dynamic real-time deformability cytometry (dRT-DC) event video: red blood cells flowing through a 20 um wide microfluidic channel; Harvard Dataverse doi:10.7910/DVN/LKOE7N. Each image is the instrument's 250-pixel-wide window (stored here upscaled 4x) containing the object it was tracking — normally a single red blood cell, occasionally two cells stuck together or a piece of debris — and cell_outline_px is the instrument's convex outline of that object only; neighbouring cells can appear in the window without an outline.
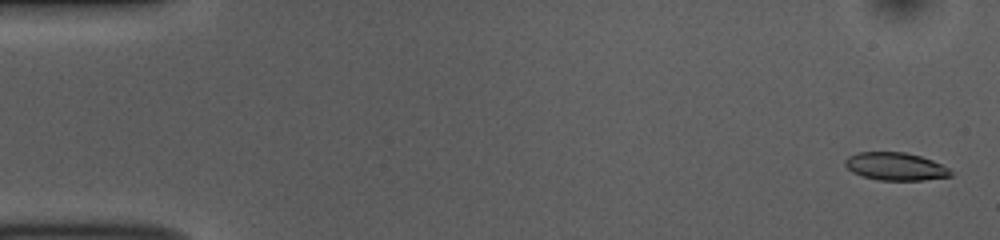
{"species": "common noctule bat (a hibernating species)", "species_latin": "Nyctalus noctula", "temperature_condition": "room temperature", "stored_images_in_passage": 53, "camera_frame_rate_fps": 3000, "um_per_image_px": 0.085, "animal": {"sex": "female", "body_mass_g": 10.0, "forearm_length_mm": 53.1}, "frame": {"image": 1, "passage_image": 2, "time_ms": 0.333, "image_size_px": [1000, 240], "cell_outline_px": [[952, 176], [924, 180], [880, 180], [864, 176], [852, 172], [844, 164], [844, 160], [848, 156], [860, 152], [904, 152], [920, 156], [932, 160], [948, 168], [952, 172]], "centroid_in_image_um": [76.11, 14.14], "position_along_channel_um": 8.9, "area_um2": 16.99}}
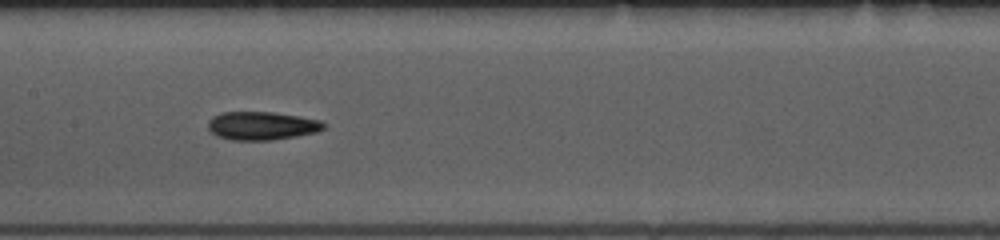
{"frame": {"image": 2, "passage_image": 26, "time_ms": 8.333, "image_size_px": [1000, 240], "cell_outline_px": [[324, 128], [316, 132], [296, 136], [272, 140], [232, 140], [216, 136], [208, 128], [208, 120], [212, 116], [220, 112], [272, 112], [300, 116], [320, 120], [324, 124]], "centroid_in_image_um": [22.22, 10.68], "position_along_channel_um": 185.2, "area_um2": 19.13}}
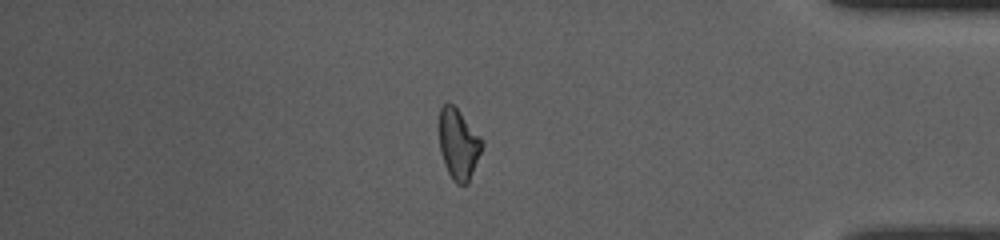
{"frame": {"image": 3, "passage_image": 45, "time_ms": 14.667, "image_size_px": [1000, 240], "cell_outline_px": [[484, 144], [468, 184], [456, 184], [452, 180], [444, 164], [440, 152], [440, 108], [444, 104], [452, 104], [460, 112], [480, 136]], "centroid_in_image_um": [38.98, 12.29], "position_along_channel_um": 396.2, "area_um2": 17.4}, "authors_computed_cell_mechanics": {"area_um2": 18.1492, "velocity_mm_per_s": 3.8328, "shape_relaxation_time_tau1_ms": 5.7502, "shape_relaxation_time_tau2_ms": 3.32, "deformation_change_tau1": 0.1525, "deformation_change_tau2": 0.104}}